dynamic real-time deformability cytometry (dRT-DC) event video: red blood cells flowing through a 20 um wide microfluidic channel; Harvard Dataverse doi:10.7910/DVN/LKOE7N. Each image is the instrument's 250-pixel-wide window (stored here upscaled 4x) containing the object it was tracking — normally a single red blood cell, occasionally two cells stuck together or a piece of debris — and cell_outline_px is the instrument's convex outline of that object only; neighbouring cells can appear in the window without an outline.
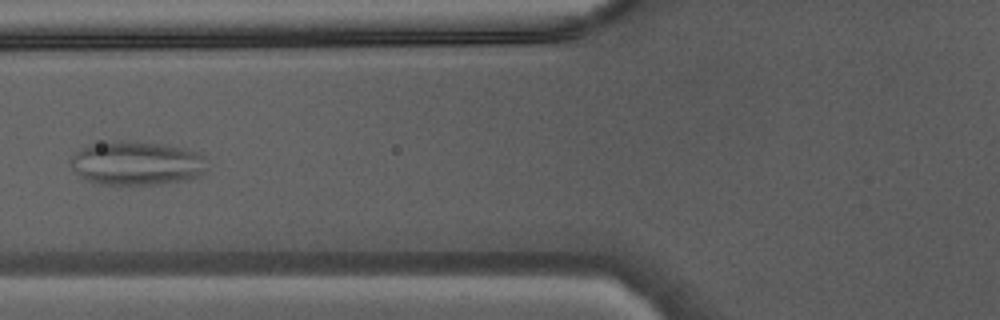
{"species": "Egyptian fruit bat (a non-hibernating species)", "species_latin": "Rousettus aegyptiacus", "temperature_condition": "warm", "stored_images_in_passage": 29, "camera_frame_rate_fps": 3000, "um_per_image_px": 0.085, "animal": {"sex": "male"}, "frame": {"image": 1, "passage_image": 10, "time_ms": 3.0, "image_size_px": [1000, 320], "cell_outline_px": [[208, 168], [204, 172], [188, 180], [164, 184], [100, 184], [84, 180], [72, 168], [68, 160], [76, 152], [92, 144], [120, 140], [124, 140], [160, 144], [180, 148], [196, 152], [204, 156], [208, 160]], "centroid_in_image_um": [11.62, 13.89], "position_along_channel_um": 114.2, "area_um2": 35.03}}
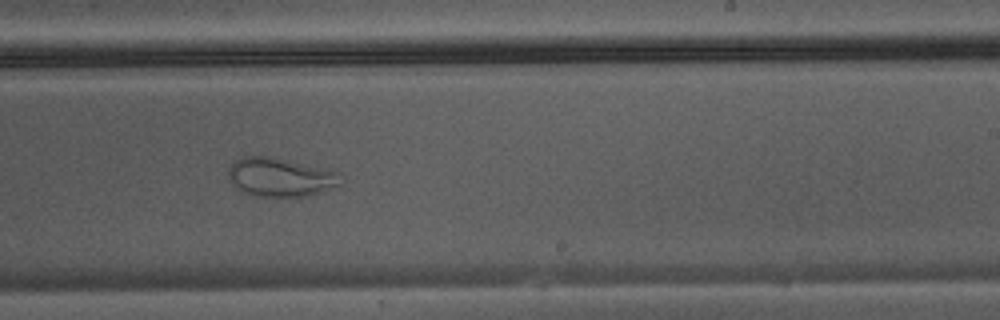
{"frame": {"image": 2, "passage_image": 20, "time_ms": 6.333, "image_size_px": [1000, 320], "cell_outline_px": [[340, 184], [320, 192], [308, 196], [252, 196], [236, 188], [228, 180], [228, 168], [240, 156], [272, 156], [340, 172]], "centroid_in_image_um": [23.78, 15.05], "position_along_channel_um": 265.2, "area_um2": 25.43}}